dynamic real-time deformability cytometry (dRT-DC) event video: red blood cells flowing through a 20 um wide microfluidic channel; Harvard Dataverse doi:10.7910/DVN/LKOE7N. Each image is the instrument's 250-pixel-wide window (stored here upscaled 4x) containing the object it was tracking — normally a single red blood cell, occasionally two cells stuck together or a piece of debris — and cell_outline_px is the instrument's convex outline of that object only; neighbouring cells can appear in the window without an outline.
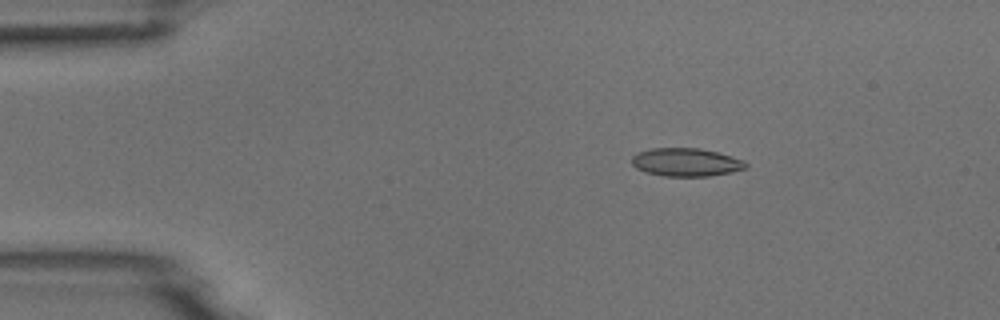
{"species": "common noctule bat (a hibernating species)", "species_latin": "Nyctalus noctula", "temperature_condition": "room temperature", "stored_images_in_passage": 5, "camera_frame_rate_fps": 3000, "um_per_image_px": 0.085, "animal": {"sex": "male", "body_mass_g": 18.8}, "frame": {"image": 1, "passage_image": 3, "time_ms": 0.667, "image_size_px": [1000, 320], "cell_outline_px": [[748, 168], [732, 172], [708, 176], [664, 176], [644, 172], [636, 168], [632, 164], [632, 156], [636, 152], [652, 148], [700, 148], [716, 152], [744, 160], [748, 164]], "centroid_in_image_um": [58.3, 13.79], "position_along_channel_um": 26.7, "area_um2": 18.84}}